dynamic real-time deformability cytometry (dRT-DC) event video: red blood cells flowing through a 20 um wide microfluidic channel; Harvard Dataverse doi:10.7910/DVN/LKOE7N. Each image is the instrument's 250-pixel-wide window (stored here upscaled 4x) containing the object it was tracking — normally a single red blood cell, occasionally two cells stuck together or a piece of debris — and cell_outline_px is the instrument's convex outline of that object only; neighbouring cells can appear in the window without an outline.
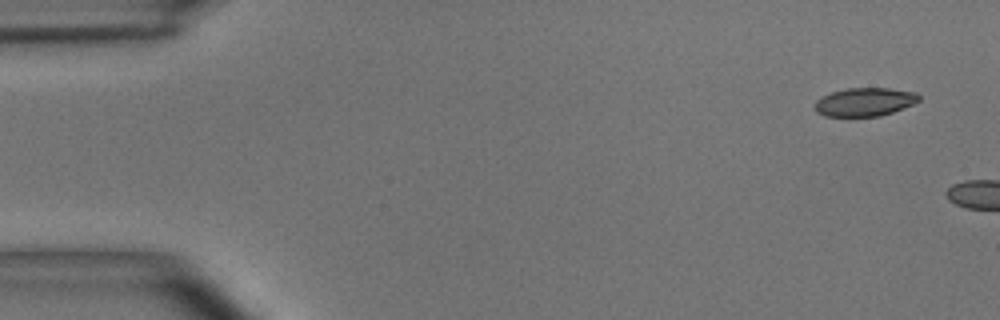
{"species": "common noctule bat (a hibernating species)", "species_latin": "Nyctalus noctula", "temperature_condition": "room temperature", "stored_images_in_passage": 2, "camera_frame_rate_fps": 3000, "um_per_image_px": 0.085, "animal": {"sex": "male", "body_mass_g": 15.6}, "frame": {"image": 1, "passage_image": 1, "time_ms": 0.0, "image_size_px": [1000, 320], "cell_outline_px": [[920, 100], [912, 104], [892, 112], [880, 116], [824, 116], [816, 112], [816, 100], [832, 92], [848, 88], [888, 88], [916, 92], [920, 96]], "centroid_in_image_um": [73.51, 8.66], "position_along_channel_um": 11.5, "area_um2": 17.05}}